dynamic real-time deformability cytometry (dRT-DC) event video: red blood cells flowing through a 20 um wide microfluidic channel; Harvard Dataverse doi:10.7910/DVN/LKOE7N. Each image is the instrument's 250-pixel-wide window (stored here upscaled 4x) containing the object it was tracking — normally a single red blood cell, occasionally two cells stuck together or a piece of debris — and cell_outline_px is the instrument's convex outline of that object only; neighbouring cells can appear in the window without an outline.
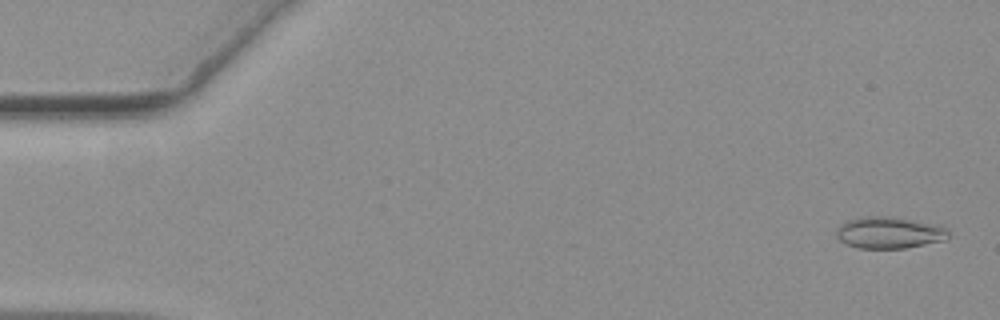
{"species": "common noctule bat (a hibernating species)", "species_latin": "Nyctalus noctula", "temperature_condition": "warm", "stored_images_in_passage": 56, "camera_frame_rate_fps": 3000, "um_per_image_px": 0.085, "animal": {"sex": "female", "body_mass_g": 19.3, "forearm_length_mm": 54.1}, "frame": {"image": 1, "passage_image": 2, "time_ms": 0.333, "image_size_px": [1000, 320], "cell_outline_px": [[948, 236], [944, 240], [904, 248], [860, 248], [848, 244], [840, 240], [836, 236], [836, 228], [848, 220], [868, 216], [884, 216], [940, 224], [948, 232]], "centroid_in_image_um": [75.57, 19.77], "position_along_channel_um": 9.4, "area_um2": 20.35}}
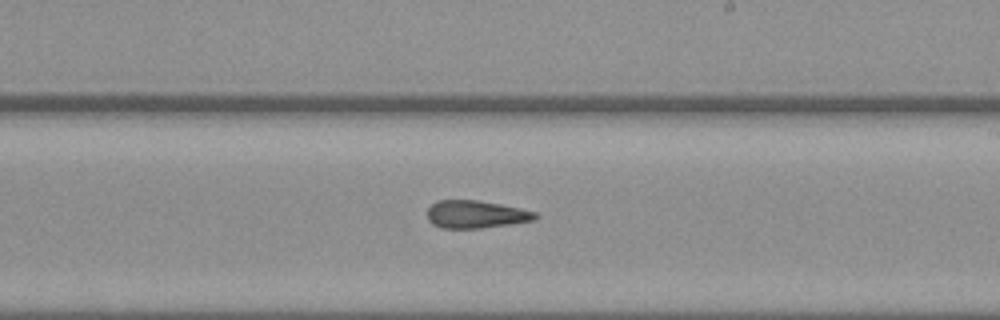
{"frame": {"image": 2, "passage_image": 33, "time_ms": 10.667, "image_size_px": [1000, 320], "cell_outline_px": [[540, 216], [532, 220], [508, 224], [480, 228], [440, 228], [432, 224], [428, 220], [428, 208], [436, 200], [476, 200], [500, 204], [520, 208], [536, 212]], "centroid_in_image_um": [40.42, 18.21], "position_along_channel_um": 248.6, "area_um2": 17.34}}
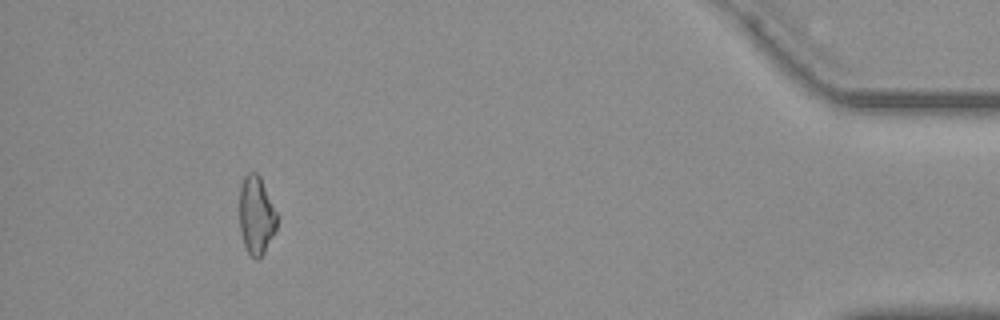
{"frame": {"image": 3, "passage_image": 52, "time_ms": 17.0, "image_size_px": [1000, 320], "cell_outline_px": [[280, 216], [276, 232], [264, 252], [256, 260], [248, 252], [244, 244], [240, 232], [240, 188], [244, 176], [248, 172], [256, 172], [260, 176]], "centroid_in_image_um": [21.83, 18.28], "position_along_channel_um": 413.4, "area_um2": 17.51}, "authors_computed_cell_mechanics": {"area_um2": 18.3226, "velocity_mm_per_s": 3.6612, "shape_relaxation_time_tau1_ms": null, "shape_relaxation_time_tau2_ms": 2.3393, "deformation_change_tau1": null, "deformation_change_tau2": 0.1134}}